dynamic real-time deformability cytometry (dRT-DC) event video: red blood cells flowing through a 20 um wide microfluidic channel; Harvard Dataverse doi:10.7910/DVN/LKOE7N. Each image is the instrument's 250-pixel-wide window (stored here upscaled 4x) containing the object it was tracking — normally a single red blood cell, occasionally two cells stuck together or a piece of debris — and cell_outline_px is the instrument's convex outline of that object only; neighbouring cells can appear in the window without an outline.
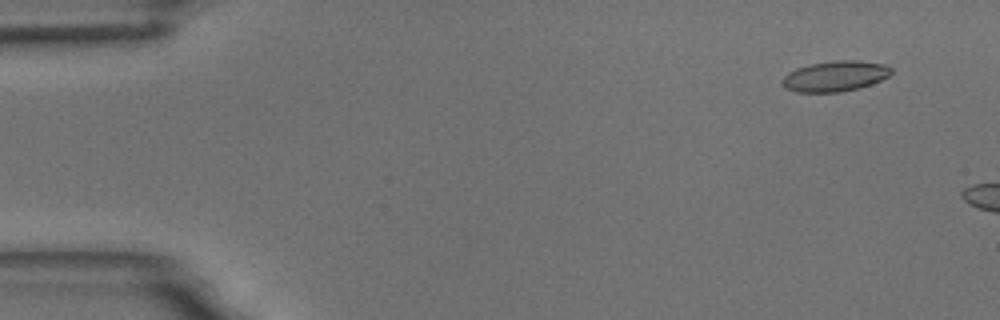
{"species": "common noctule bat (a hibernating species)", "species_latin": "Nyctalus noctula", "temperature_condition": "room temperature", "stored_images_in_passage": 9, "camera_frame_rate_fps": 3000, "um_per_image_px": 0.085, "animal": {"sex": "male", "body_mass_g": 18.8}, "frame": {"image": 1, "passage_image": 4, "time_ms": 1.0, "image_size_px": [1000, 320], "cell_outline_px": [[892, 72], [888, 76], [872, 84], [860, 88], [840, 92], [796, 92], [784, 88], [780, 80], [788, 72], [796, 68], [812, 64], [836, 60], [856, 60], [884, 64], [892, 68]], "centroid_in_image_um": [70.96, 6.48], "position_along_channel_um": 14.0, "area_um2": 19.48}}